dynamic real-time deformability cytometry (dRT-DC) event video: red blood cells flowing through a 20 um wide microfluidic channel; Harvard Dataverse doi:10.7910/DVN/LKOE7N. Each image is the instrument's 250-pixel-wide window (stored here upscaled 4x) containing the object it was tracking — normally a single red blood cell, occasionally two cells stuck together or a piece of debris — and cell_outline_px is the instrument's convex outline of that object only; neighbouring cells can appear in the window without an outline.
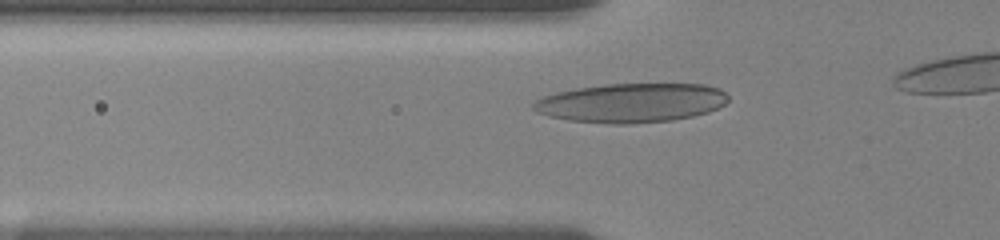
{"species": "human", "species_latin": "Homo sapiens", "temperature_condition": "room temperature", "stored_images_in_passage": 36, "camera_frame_rate_fps": 3000, "um_per_image_px": 0.085, "donor": {"sex": "female"}, "frame": {"image": 1, "passage_image": 9, "time_ms": 2.667, "image_size_px": [1000, 240], "cell_outline_px": [[728, 100], [724, 104], [708, 112], [692, 116], [672, 120], [632, 124], [612, 124], [568, 120], [548, 116], [536, 112], [532, 108], [532, 104], [536, 100], [544, 96], [556, 92], [576, 88], [604, 84], [704, 84], [720, 88], [728, 96]], "centroid_in_image_um": [53.64, 8.74], "position_along_channel_um": 72.2, "area_um2": 44.62}}
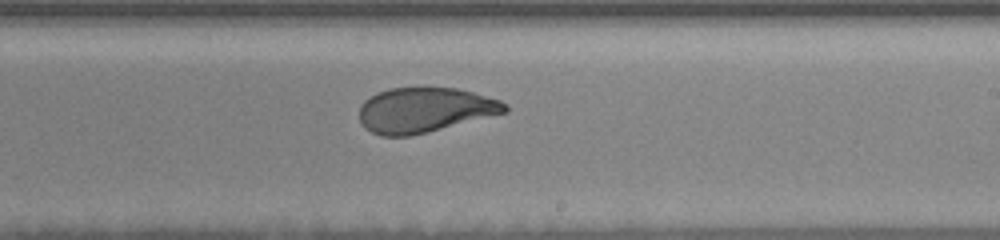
{"frame": {"image": 2, "passage_image": 24, "time_ms": 7.667, "image_size_px": [1000, 240], "cell_outline_px": [[508, 112], [408, 136], [380, 136], [364, 128], [360, 120], [360, 104], [364, 100], [376, 92], [388, 88], [420, 84], [456, 88], [472, 92], [500, 100], [508, 104]], "centroid_in_image_um": [36.06, 9.29], "position_along_channel_um": 252.9, "area_um2": 38.9}}
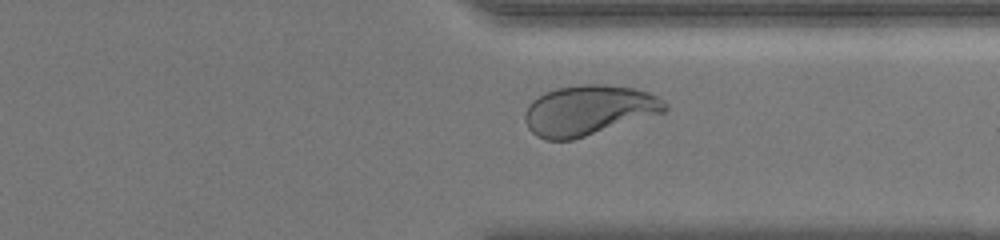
{"frame": {"image": 3, "passage_image": 33, "time_ms": 10.667, "image_size_px": [1000, 240], "cell_outline_px": [[668, 108], [664, 112], [572, 140], [544, 140], [536, 136], [528, 128], [524, 120], [524, 112], [528, 104], [532, 100], [556, 88], [584, 84], [604, 84], [636, 88], [648, 92], [664, 100], [668, 104]], "centroid_in_image_um": [50.02, 9.37], "position_along_channel_um": 361.4, "area_um2": 40.81}}